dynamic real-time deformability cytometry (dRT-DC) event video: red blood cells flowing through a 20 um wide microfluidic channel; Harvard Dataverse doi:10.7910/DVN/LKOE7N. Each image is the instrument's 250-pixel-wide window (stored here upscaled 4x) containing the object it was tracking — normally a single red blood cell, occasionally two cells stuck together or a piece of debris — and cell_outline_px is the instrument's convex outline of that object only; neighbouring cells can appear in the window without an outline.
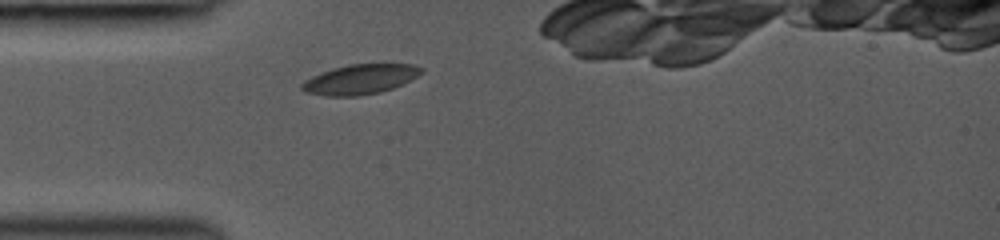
{"species": "common noctule bat (a hibernating species)", "species_latin": "Nyctalus noctula", "temperature_condition": "room temperature", "stored_images_in_passage": 31, "camera_frame_rate_fps": 3000, "um_per_image_px": 0.085, "animal": {"sex": "female", "body_mass_g": 19.0, "forearm_length_mm": 53.3}, "frame": {"image": 1, "passage_image": 4, "time_ms": 1.0, "image_size_px": [1000, 240], "cell_outline_px": [[424, 72], [392, 88], [380, 92], [360, 96], [324, 96], [304, 92], [300, 88], [300, 84], [304, 80], [312, 76], [332, 68], [352, 64], [412, 64], [424, 68]], "centroid_in_image_um": [30.56, 6.75], "position_along_channel_um": 54.4, "area_um2": 20.75}}
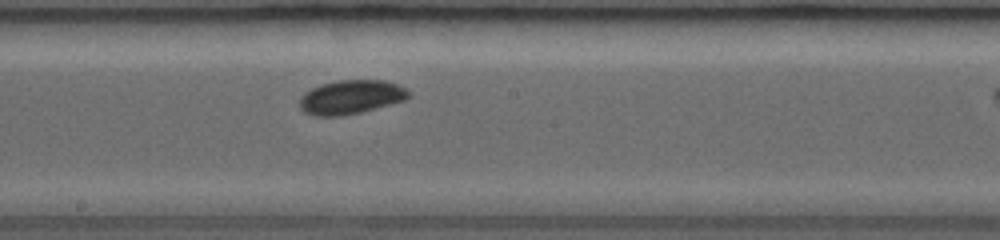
{"frame": {"image": 2, "passage_image": 16, "time_ms": 5.0, "image_size_px": [1000, 240], "cell_outline_px": [[412, 96], [404, 100], [360, 112], [340, 116], [312, 116], [304, 112], [300, 108], [300, 96], [304, 92], [320, 84], [336, 80], [384, 80], [396, 84], [412, 92]], "centroid_in_image_um": [29.81, 8.25], "position_along_channel_um": 218.4, "area_um2": 21.68}}
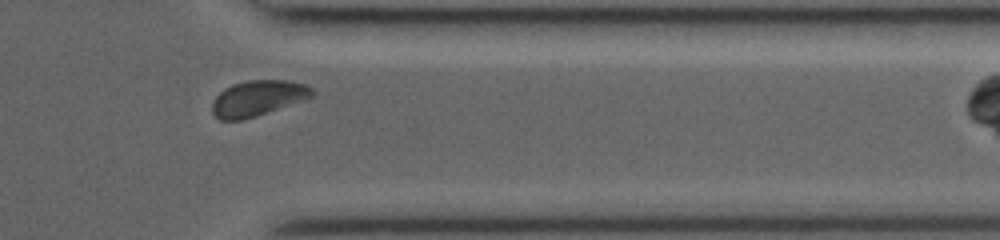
{"frame": {"image": 3, "passage_image": 28, "time_ms": 9.0, "image_size_px": [1000, 240], "cell_outline_px": [[316, 92], [308, 100], [256, 116], [240, 120], [220, 120], [212, 112], [212, 100], [224, 88], [232, 84], [248, 80], [288, 80], [304, 84], [312, 88]], "centroid_in_image_um": [21.95, 8.34], "position_along_channel_um": 389.5, "area_um2": 21.04}}